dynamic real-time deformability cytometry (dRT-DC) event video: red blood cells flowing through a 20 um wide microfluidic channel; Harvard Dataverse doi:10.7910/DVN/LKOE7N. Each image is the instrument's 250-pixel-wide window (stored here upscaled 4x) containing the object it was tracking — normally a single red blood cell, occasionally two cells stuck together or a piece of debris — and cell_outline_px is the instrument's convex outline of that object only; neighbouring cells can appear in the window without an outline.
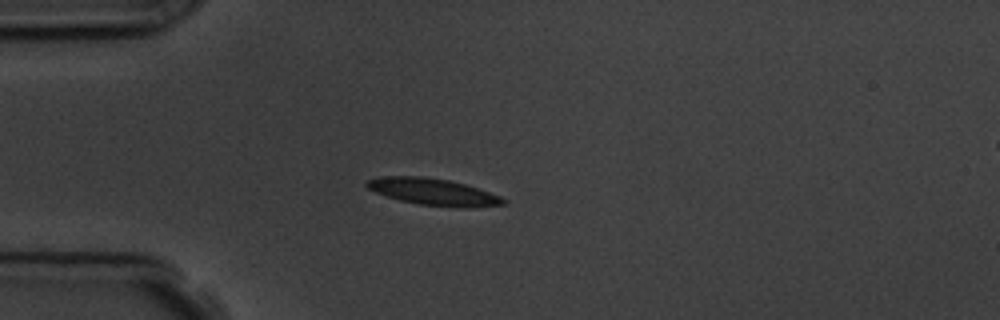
{"species": "common noctule bat (a hibernating species)", "species_latin": "Nyctalus noctula", "temperature_condition": "room temperature", "stored_images_in_passage": 4, "camera_frame_rate_fps": 3000, "um_per_image_px": 0.085, "animal": {"sex": "male", "body_mass_g": 19.5, "forearm_length_mm": 54.6}, "frame": {"image": 1, "passage_image": 4, "time_ms": 3.333, "image_size_px": [1000, 320], "cell_outline_px": [[508, 200], [504, 204], [468, 208], [464, 208], [420, 204], [400, 200], [376, 192], [368, 188], [364, 184], [368, 180], [384, 176], [420, 176], [448, 180], [464, 184], [500, 196]], "centroid_in_image_um": [36.83, 16.31], "position_along_channel_um": 48.2, "area_um2": 20.92}}